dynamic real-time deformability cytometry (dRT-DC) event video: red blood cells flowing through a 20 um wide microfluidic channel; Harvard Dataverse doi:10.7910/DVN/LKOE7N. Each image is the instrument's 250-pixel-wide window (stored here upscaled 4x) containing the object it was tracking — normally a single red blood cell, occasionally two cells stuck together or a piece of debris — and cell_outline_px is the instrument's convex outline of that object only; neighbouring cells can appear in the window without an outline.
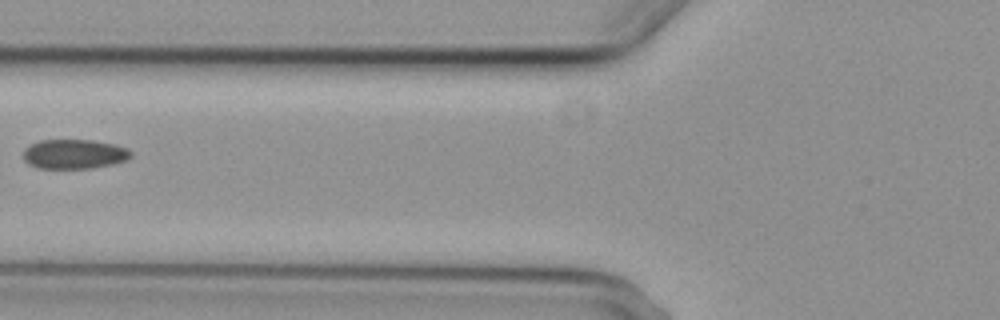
{"species": "common noctule bat (a hibernating species)", "species_latin": "Nyctalus noctula", "temperature_condition": "cold", "stored_images_in_passage": 3, "camera_frame_rate_fps": 3000, "um_per_image_px": 0.085, "animal": {"sex": "female", "body_mass_g": 29.2, "forearm_length_mm": 56.3}, "frame": {"image": 1, "passage_image": 2, "time_ms": 1.333, "image_size_px": [1000, 320], "cell_outline_px": [[132, 156], [124, 160], [112, 164], [92, 168], [36, 168], [28, 164], [24, 160], [24, 148], [40, 140], [92, 140], [116, 144], [128, 148], [132, 152]], "centroid_in_image_um": [6.31, 13.09], "position_along_channel_um": 119.5, "area_um2": 18.55}}
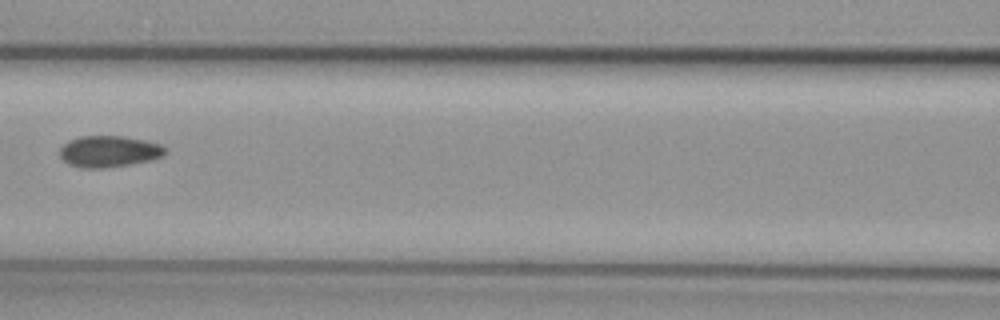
{"frame": {"image": 2, "passage_image": 3, "time_ms": 2.333, "image_size_px": [1000, 320], "cell_outline_px": [[168, 152], [164, 156], [152, 160], [132, 164], [104, 168], [80, 168], [68, 164], [60, 156], [60, 148], [68, 140], [80, 136], [124, 136], [144, 140], [160, 144]], "centroid_in_image_um": [9.27, 12.88], "position_along_channel_um": 157.3, "area_um2": 19.48}}